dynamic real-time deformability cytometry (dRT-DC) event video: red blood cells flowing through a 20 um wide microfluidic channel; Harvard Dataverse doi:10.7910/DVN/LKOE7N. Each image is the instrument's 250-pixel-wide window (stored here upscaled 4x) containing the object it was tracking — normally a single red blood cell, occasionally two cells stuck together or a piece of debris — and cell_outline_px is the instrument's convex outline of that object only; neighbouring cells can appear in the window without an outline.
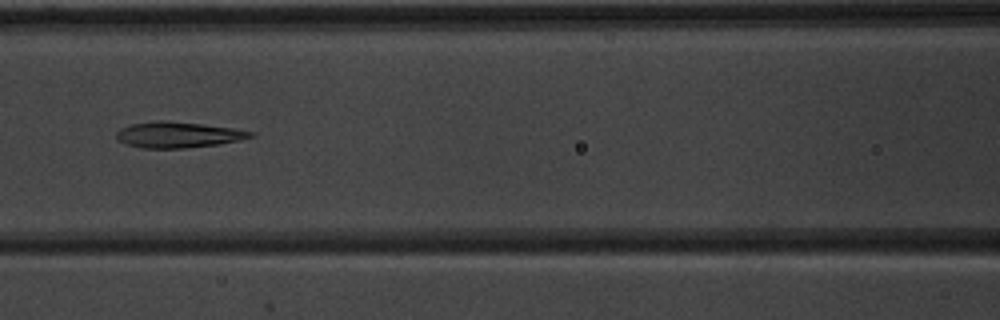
{"species": "common noctule bat (a hibernating species)", "species_latin": "Nyctalus noctula", "temperature_condition": "warm", "stored_images_in_passage": 52, "camera_frame_rate_fps": 3000, "um_per_image_px": 0.085, "animal": {"sex": "male", "body_mass_g": 20.1, "forearm_length_mm": 53.5}, "frame": {"image": 1, "passage_image": 24, "time_ms": 7.667, "image_size_px": [1000, 320], "cell_outline_px": [[256, 136], [240, 140], [220, 144], [184, 148], [140, 148], [116, 140], [116, 132], [120, 128], [132, 124], [156, 120], [164, 120], [200, 124], [232, 128], [256, 132]], "centroid_in_image_um": [15.14, 11.46], "position_along_channel_um": 151.5, "area_um2": 20.29}}
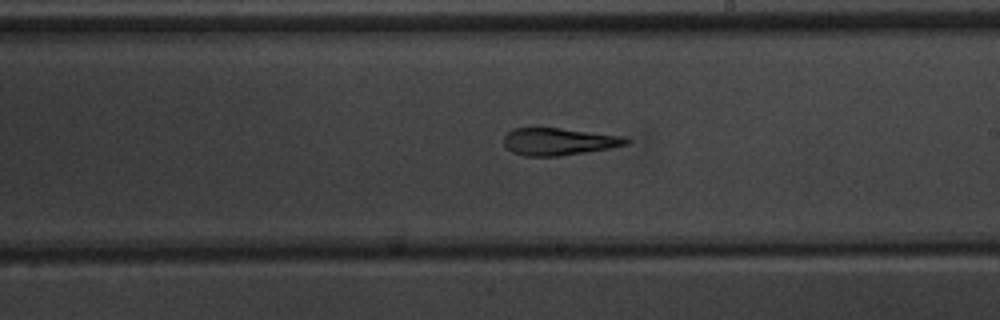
{"frame": {"image": 2, "passage_image": 31, "time_ms": 10.0, "image_size_px": [1000, 320], "cell_outline_px": [[632, 140], [628, 144], [612, 148], [560, 156], [524, 156], [512, 152], [504, 144], [504, 136], [512, 128], [536, 124], [628, 136]], "centroid_in_image_um": [47.51, 11.97], "position_along_channel_um": 241.5, "area_um2": 20.69}}
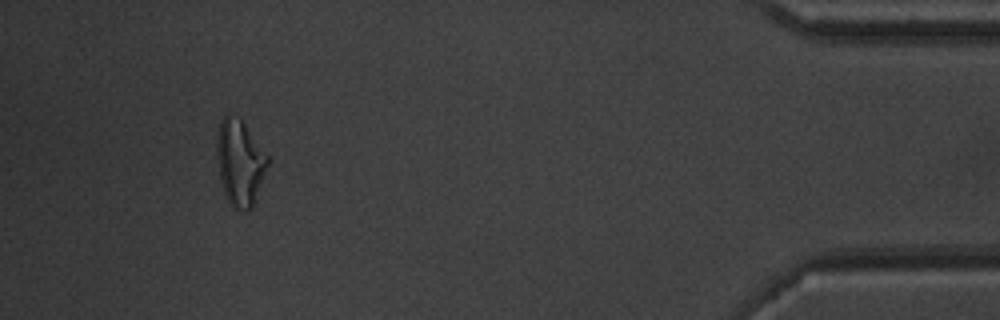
{"frame": {"image": 3, "passage_image": 49, "time_ms": 16.0, "image_size_px": [1000, 320], "cell_outline_px": [[268, 164], [252, 208], [248, 212], [232, 208], [224, 196], [220, 180], [216, 156], [216, 140], [220, 120], [224, 116], [228, 116], [240, 120], [244, 124], [268, 156]], "centroid_in_image_um": [20.35, 13.89], "position_along_channel_um": 414.8, "area_um2": 25.26}, "authors_computed_cell_mechanics": {"area_um2": 21.675, "velocity_mm_per_s": 3.8721, "shape_relaxation_time_tau1_ms": null, "shape_relaxation_time_tau2_ms": 2.8973, "deformation_change_tau1": null, "deformation_change_tau2": 0.1306}}